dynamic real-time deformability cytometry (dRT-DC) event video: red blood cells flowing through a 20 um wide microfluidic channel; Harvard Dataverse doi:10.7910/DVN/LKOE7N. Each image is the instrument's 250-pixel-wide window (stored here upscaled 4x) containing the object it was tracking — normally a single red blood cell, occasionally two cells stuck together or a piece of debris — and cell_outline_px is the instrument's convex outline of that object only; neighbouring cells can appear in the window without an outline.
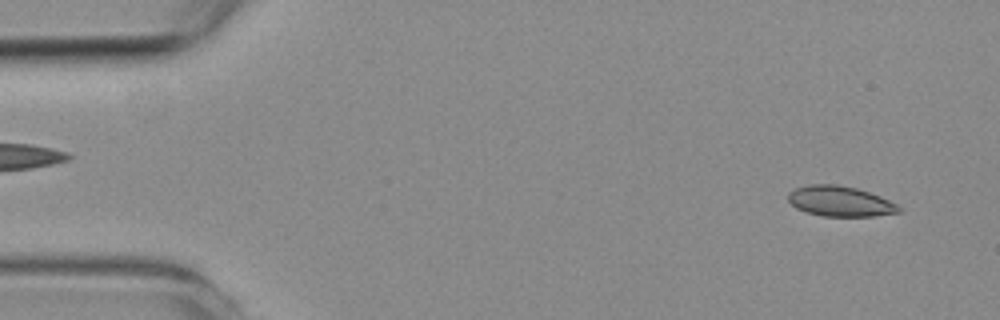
{"species": "common noctule bat (a hibernating species)", "species_latin": "Nyctalus noctula", "temperature_condition": "room temperature", "stored_images_in_passage": 5, "segment_of_instrument_passage": [2, 2], "camera_frame_rate_fps": 3000, "um_per_image_px": 0.085, "animal": {"sex": "female", "body_mass_g": 19.3, "forearm_length_mm": 54.1}, "frame": {"image": 1, "passage_image": 5, "time_ms": 4.667, "image_size_px": [1000, 320], "cell_outline_px": [[900, 212], [872, 216], [824, 216], [808, 212], [796, 208], [788, 200], [788, 192], [796, 188], [808, 184], [836, 184], [856, 188], [880, 196], [896, 204], [900, 208]], "centroid_in_image_um": [71.38, 17.1], "position_along_channel_um": 13.6, "area_um2": 19.36}}